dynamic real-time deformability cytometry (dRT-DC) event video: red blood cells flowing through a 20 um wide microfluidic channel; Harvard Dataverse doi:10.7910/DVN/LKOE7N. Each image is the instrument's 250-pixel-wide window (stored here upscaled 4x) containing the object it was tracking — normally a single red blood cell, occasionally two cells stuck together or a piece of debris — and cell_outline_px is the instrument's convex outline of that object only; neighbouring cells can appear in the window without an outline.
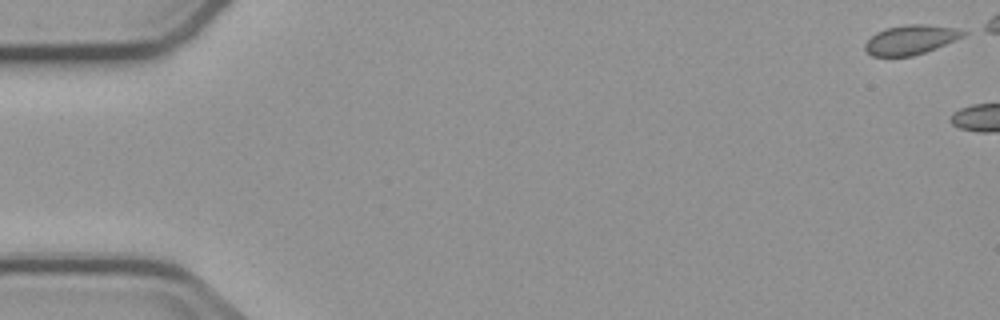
{"species": "common noctule bat (a hibernating species)", "species_latin": "Nyctalus noctula", "temperature_condition": "cold", "stored_images_in_passage": 2, "camera_frame_rate_fps": 3000, "um_per_image_px": 0.085, "animal": {"sex": "male", "body_mass_g": 23.1, "forearm_length_mm": 52.7}, "frame": {"image": 1, "passage_image": 1, "time_ms": 0.0, "image_size_px": [1000, 320], "cell_outline_px": [[968, 32], [964, 36], [936, 48], [912, 56], [872, 56], [864, 48], [864, 44], [876, 32], [888, 28], [904, 24], [924, 24], [956, 28]], "centroid_in_image_um": [77.41, 3.37], "position_along_channel_um": 7.6, "area_um2": 16.7}}